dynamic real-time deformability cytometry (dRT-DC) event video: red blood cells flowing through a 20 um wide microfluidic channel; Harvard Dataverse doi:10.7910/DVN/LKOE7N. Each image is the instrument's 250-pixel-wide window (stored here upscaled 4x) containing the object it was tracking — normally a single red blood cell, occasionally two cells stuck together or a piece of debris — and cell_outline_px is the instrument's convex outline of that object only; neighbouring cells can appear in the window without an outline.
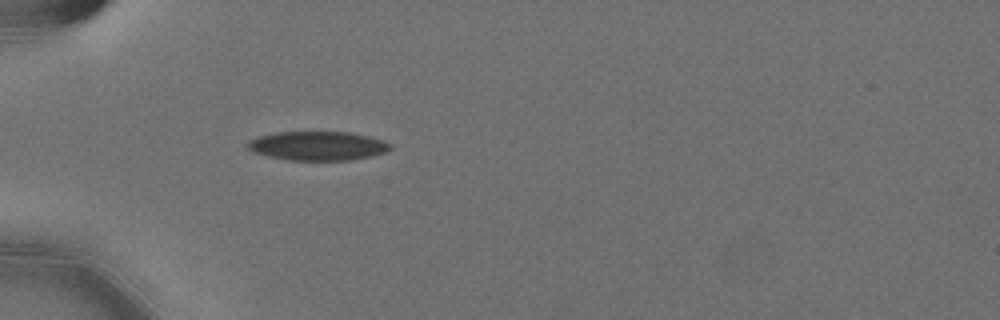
{"species": "Egyptian fruit bat (a non-hibernating species)", "species_latin": "Rousettus aegyptiacus", "temperature_condition": "cold", "stored_images_in_passage": 41, "camera_frame_rate_fps": 3000, "um_per_image_px": 0.085, "animal": {"sex": "female"}, "frame": {"image": 1, "passage_image": 1, "time_ms": 0.0, "image_size_px": [1000, 320], "cell_outline_px": [[392, 148], [384, 152], [372, 156], [352, 160], [288, 160], [268, 156], [252, 152], [248, 148], [248, 140], [256, 136], [276, 132], [348, 132], [368, 136], [384, 140], [392, 144]], "centroid_in_image_um": [27.0, 12.39], "position_along_channel_um": 58.0, "area_um2": 24.28}}
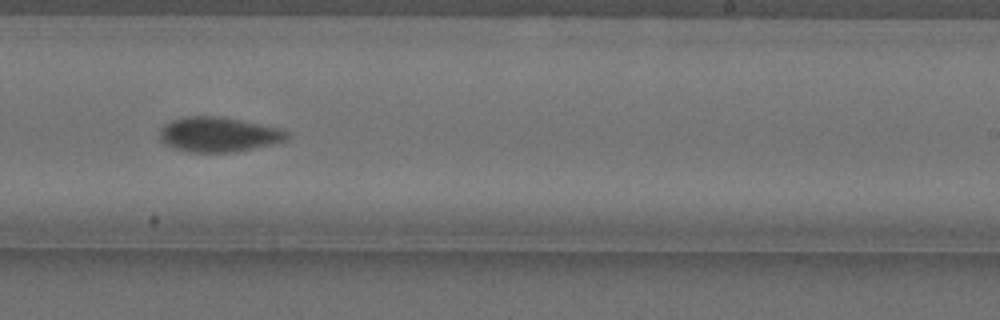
{"frame": {"image": 2, "passage_image": 20, "time_ms": 6.333, "image_size_px": [1000, 320], "cell_outline_px": [[288, 136], [284, 140], [272, 144], [228, 152], [188, 152], [172, 148], [164, 144], [160, 140], [160, 128], [164, 124], [172, 120], [184, 116], [220, 116], [260, 124], [276, 128], [288, 132]], "centroid_in_image_um": [18.48, 11.42], "position_along_channel_um": 270.5, "area_um2": 25.55}}
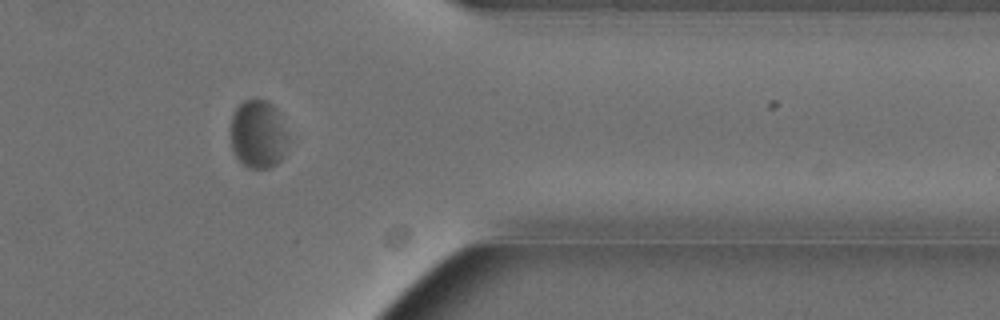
{"frame": {"image": 3, "passage_image": 31, "time_ms": 10.0, "image_size_px": [1000, 320], "cell_outline_px": [[288, 136], [284, 156], [276, 164], [268, 168], [248, 168], [236, 156], [232, 148], [228, 132], [232, 112], [244, 100], [264, 100], [272, 104], [276, 108]], "centroid_in_image_um": [21.89, 11.41], "position_along_channel_um": 389.5, "area_um2": 23.12}, "authors_computed_cell_mechanics": {"area_um2": 25.4898, "velocity_mm_per_s": 3.5117, "shape_relaxation_time_tau1_ms": 3.7896, "shape_relaxation_time_tau2_ms": 2.3749, "deformation_change_tau1": 0.1022, "deformation_change_tau2": 0.0381}}